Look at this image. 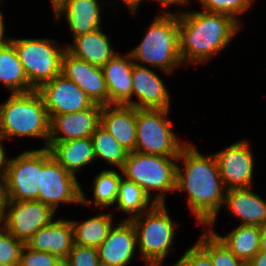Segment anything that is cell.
I'll list each match as a JSON object with an SVG mask.
<instances>
[{
    "instance_id": "obj_39",
    "label": "cell",
    "mask_w": 266,
    "mask_h": 266,
    "mask_svg": "<svg viewBox=\"0 0 266 266\" xmlns=\"http://www.w3.org/2000/svg\"><path fill=\"white\" fill-rule=\"evenodd\" d=\"M246 266H266V253L259 251L246 263Z\"/></svg>"
},
{
    "instance_id": "obj_24",
    "label": "cell",
    "mask_w": 266,
    "mask_h": 266,
    "mask_svg": "<svg viewBox=\"0 0 266 266\" xmlns=\"http://www.w3.org/2000/svg\"><path fill=\"white\" fill-rule=\"evenodd\" d=\"M66 50L71 55L100 68L116 54L101 27L93 32L75 37L72 44L66 46Z\"/></svg>"
},
{
    "instance_id": "obj_14",
    "label": "cell",
    "mask_w": 266,
    "mask_h": 266,
    "mask_svg": "<svg viewBox=\"0 0 266 266\" xmlns=\"http://www.w3.org/2000/svg\"><path fill=\"white\" fill-rule=\"evenodd\" d=\"M61 74L76 83L96 104L108 105L109 96L102 68L71 55L62 56Z\"/></svg>"
},
{
    "instance_id": "obj_8",
    "label": "cell",
    "mask_w": 266,
    "mask_h": 266,
    "mask_svg": "<svg viewBox=\"0 0 266 266\" xmlns=\"http://www.w3.org/2000/svg\"><path fill=\"white\" fill-rule=\"evenodd\" d=\"M169 110L136 108L135 151L159 156H179L187 142H180L172 131V121L166 117Z\"/></svg>"
},
{
    "instance_id": "obj_5",
    "label": "cell",
    "mask_w": 266,
    "mask_h": 266,
    "mask_svg": "<svg viewBox=\"0 0 266 266\" xmlns=\"http://www.w3.org/2000/svg\"><path fill=\"white\" fill-rule=\"evenodd\" d=\"M178 156H159L138 151L128 153L121 170L122 176L134 181L152 197L151 191H159L155 203H166L165 194L176 189ZM175 161V162H174Z\"/></svg>"
},
{
    "instance_id": "obj_42",
    "label": "cell",
    "mask_w": 266,
    "mask_h": 266,
    "mask_svg": "<svg viewBox=\"0 0 266 266\" xmlns=\"http://www.w3.org/2000/svg\"><path fill=\"white\" fill-rule=\"evenodd\" d=\"M260 251L266 253V223L261 227Z\"/></svg>"
},
{
    "instance_id": "obj_28",
    "label": "cell",
    "mask_w": 266,
    "mask_h": 266,
    "mask_svg": "<svg viewBox=\"0 0 266 266\" xmlns=\"http://www.w3.org/2000/svg\"><path fill=\"white\" fill-rule=\"evenodd\" d=\"M116 203L117 209L129 214L126 220L142 215L156 204L143 188L123 176H121Z\"/></svg>"
},
{
    "instance_id": "obj_12",
    "label": "cell",
    "mask_w": 266,
    "mask_h": 266,
    "mask_svg": "<svg viewBox=\"0 0 266 266\" xmlns=\"http://www.w3.org/2000/svg\"><path fill=\"white\" fill-rule=\"evenodd\" d=\"M249 141L240 140L216 152L220 175L226 190L250 188L254 158Z\"/></svg>"
},
{
    "instance_id": "obj_17",
    "label": "cell",
    "mask_w": 266,
    "mask_h": 266,
    "mask_svg": "<svg viewBox=\"0 0 266 266\" xmlns=\"http://www.w3.org/2000/svg\"><path fill=\"white\" fill-rule=\"evenodd\" d=\"M153 70L134 63L132 71V106L137 109H170V92Z\"/></svg>"
},
{
    "instance_id": "obj_34",
    "label": "cell",
    "mask_w": 266,
    "mask_h": 266,
    "mask_svg": "<svg viewBox=\"0 0 266 266\" xmlns=\"http://www.w3.org/2000/svg\"><path fill=\"white\" fill-rule=\"evenodd\" d=\"M18 266H64V261L49 252L36 251L24 245Z\"/></svg>"
},
{
    "instance_id": "obj_31",
    "label": "cell",
    "mask_w": 266,
    "mask_h": 266,
    "mask_svg": "<svg viewBox=\"0 0 266 266\" xmlns=\"http://www.w3.org/2000/svg\"><path fill=\"white\" fill-rule=\"evenodd\" d=\"M196 244L210 257L214 266H246L210 230H206Z\"/></svg>"
},
{
    "instance_id": "obj_23",
    "label": "cell",
    "mask_w": 266,
    "mask_h": 266,
    "mask_svg": "<svg viewBox=\"0 0 266 266\" xmlns=\"http://www.w3.org/2000/svg\"><path fill=\"white\" fill-rule=\"evenodd\" d=\"M47 148L52 158L75 176L78 171L95 160L92 137L48 143Z\"/></svg>"
},
{
    "instance_id": "obj_26",
    "label": "cell",
    "mask_w": 266,
    "mask_h": 266,
    "mask_svg": "<svg viewBox=\"0 0 266 266\" xmlns=\"http://www.w3.org/2000/svg\"><path fill=\"white\" fill-rule=\"evenodd\" d=\"M216 237L240 260L247 263L260 251L261 227L239 225L225 236L219 235L208 226ZM211 227V228H210Z\"/></svg>"
},
{
    "instance_id": "obj_16",
    "label": "cell",
    "mask_w": 266,
    "mask_h": 266,
    "mask_svg": "<svg viewBox=\"0 0 266 266\" xmlns=\"http://www.w3.org/2000/svg\"><path fill=\"white\" fill-rule=\"evenodd\" d=\"M137 247V234L131 220L113 226L97 248L101 266H128Z\"/></svg>"
},
{
    "instance_id": "obj_36",
    "label": "cell",
    "mask_w": 266,
    "mask_h": 266,
    "mask_svg": "<svg viewBox=\"0 0 266 266\" xmlns=\"http://www.w3.org/2000/svg\"><path fill=\"white\" fill-rule=\"evenodd\" d=\"M172 266H214L210 257L195 243Z\"/></svg>"
},
{
    "instance_id": "obj_35",
    "label": "cell",
    "mask_w": 266,
    "mask_h": 266,
    "mask_svg": "<svg viewBox=\"0 0 266 266\" xmlns=\"http://www.w3.org/2000/svg\"><path fill=\"white\" fill-rule=\"evenodd\" d=\"M64 266H101L97 248L73 244Z\"/></svg>"
},
{
    "instance_id": "obj_41",
    "label": "cell",
    "mask_w": 266,
    "mask_h": 266,
    "mask_svg": "<svg viewBox=\"0 0 266 266\" xmlns=\"http://www.w3.org/2000/svg\"><path fill=\"white\" fill-rule=\"evenodd\" d=\"M156 2H159L162 6H168V5H175L178 4L179 5H184V4H188V2L190 0H154Z\"/></svg>"
},
{
    "instance_id": "obj_43",
    "label": "cell",
    "mask_w": 266,
    "mask_h": 266,
    "mask_svg": "<svg viewBox=\"0 0 266 266\" xmlns=\"http://www.w3.org/2000/svg\"><path fill=\"white\" fill-rule=\"evenodd\" d=\"M5 25H4V20H3V16L1 14V11H0V45L6 43L9 38L5 37Z\"/></svg>"
},
{
    "instance_id": "obj_1",
    "label": "cell",
    "mask_w": 266,
    "mask_h": 266,
    "mask_svg": "<svg viewBox=\"0 0 266 266\" xmlns=\"http://www.w3.org/2000/svg\"><path fill=\"white\" fill-rule=\"evenodd\" d=\"M178 160H182L184 168L177 164L175 191L187 192V206L199 223L214 226L227 191L215 154L202 155L195 146L187 143Z\"/></svg>"
},
{
    "instance_id": "obj_15",
    "label": "cell",
    "mask_w": 266,
    "mask_h": 266,
    "mask_svg": "<svg viewBox=\"0 0 266 266\" xmlns=\"http://www.w3.org/2000/svg\"><path fill=\"white\" fill-rule=\"evenodd\" d=\"M101 110L102 105L94 103L86 110L53 116L48 143L91 137L100 125Z\"/></svg>"
},
{
    "instance_id": "obj_13",
    "label": "cell",
    "mask_w": 266,
    "mask_h": 266,
    "mask_svg": "<svg viewBox=\"0 0 266 266\" xmlns=\"http://www.w3.org/2000/svg\"><path fill=\"white\" fill-rule=\"evenodd\" d=\"M38 91L50 119L55 115L86 110L94 104L76 83L63 74L44 83Z\"/></svg>"
},
{
    "instance_id": "obj_30",
    "label": "cell",
    "mask_w": 266,
    "mask_h": 266,
    "mask_svg": "<svg viewBox=\"0 0 266 266\" xmlns=\"http://www.w3.org/2000/svg\"><path fill=\"white\" fill-rule=\"evenodd\" d=\"M122 174L114 170H102L92 184L95 207L105 208L116 204Z\"/></svg>"
},
{
    "instance_id": "obj_4",
    "label": "cell",
    "mask_w": 266,
    "mask_h": 266,
    "mask_svg": "<svg viewBox=\"0 0 266 266\" xmlns=\"http://www.w3.org/2000/svg\"><path fill=\"white\" fill-rule=\"evenodd\" d=\"M178 29V13L167 11L157 15L142 41L129 51L133 62L157 67L163 73L171 74L174 68L182 64L178 51Z\"/></svg>"
},
{
    "instance_id": "obj_21",
    "label": "cell",
    "mask_w": 266,
    "mask_h": 266,
    "mask_svg": "<svg viewBox=\"0 0 266 266\" xmlns=\"http://www.w3.org/2000/svg\"><path fill=\"white\" fill-rule=\"evenodd\" d=\"M99 0H66L55 12L57 21L65 15L73 38L101 27Z\"/></svg>"
},
{
    "instance_id": "obj_19",
    "label": "cell",
    "mask_w": 266,
    "mask_h": 266,
    "mask_svg": "<svg viewBox=\"0 0 266 266\" xmlns=\"http://www.w3.org/2000/svg\"><path fill=\"white\" fill-rule=\"evenodd\" d=\"M73 244L71 221L53 219L48 225L34 233L25 245L36 251L49 252L65 261Z\"/></svg>"
},
{
    "instance_id": "obj_9",
    "label": "cell",
    "mask_w": 266,
    "mask_h": 266,
    "mask_svg": "<svg viewBox=\"0 0 266 266\" xmlns=\"http://www.w3.org/2000/svg\"><path fill=\"white\" fill-rule=\"evenodd\" d=\"M48 148L29 150L9 160L6 175L7 200H37L40 168L51 158Z\"/></svg>"
},
{
    "instance_id": "obj_11",
    "label": "cell",
    "mask_w": 266,
    "mask_h": 266,
    "mask_svg": "<svg viewBox=\"0 0 266 266\" xmlns=\"http://www.w3.org/2000/svg\"><path fill=\"white\" fill-rule=\"evenodd\" d=\"M55 211L39 200H7L0 224L24 244L40 228L55 219Z\"/></svg>"
},
{
    "instance_id": "obj_10",
    "label": "cell",
    "mask_w": 266,
    "mask_h": 266,
    "mask_svg": "<svg viewBox=\"0 0 266 266\" xmlns=\"http://www.w3.org/2000/svg\"><path fill=\"white\" fill-rule=\"evenodd\" d=\"M37 200L57 212L60 203L89 205L75 175L66 171L52 157L40 168Z\"/></svg>"
},
{
    "instance_id": "obj_27",
    "label": "cell",
    "mask_w": 266,
    "mask_h": 266,
    "mask_svg": "<svg viewBox=\"0 0 266 266\" xmlns=\"http://www.w3.org/2000/svg\"><path fill=\"white\" fill-rule=\"evenodd\" d=\"M113 224L112 213H100V215L83 220L82 223L71 221L73 242L81 246L98 248L107 238Z\"/></svg>"
},
{
    "instance_id": "obj_2",
    "label": "cell",
    "mask_w": 266,
    "mask_h": 266,
    "mask_svg": "<svg viewBox=\"0 0 266 266\" xmlns=\"http://www.w3.org/2000/svg\"><path fill=\"white\" fill-rule=\"evenodd\" d=\"M178 51L189 65L205 63L226 48L241 25L225 14L206 11L178 12Z\"/></svg>"
},
{
    "instance_id": "obj_6",
    "label": "cell",
    "mask_w": 266,
    "mask_h": 266,
    "mask_svg": "<svg viewBox=\"0 0 266 266\" xmlns=\"http://www.w3.org/2000/svg\"><path fill=\"white\" fill-rule=\"evenodd\" d=\"M140 256L148 266H162L173 245L178 224L172 220L166 203H156L151 209L131 219Z\"/></svg>"
},
{
    "instance_id": "obj_22",
    "label": "cell",
    "mask_w": 266,
    "mask_h": 266,
    "mask_svg": "<svg viewBox=\"0 0 266 266\" xmlns=\"http://www.w3.org/2000/svg\"><path fill=\"white\" fill-rule=\"evenodd\" d=\"M224 204L229 212L240 219L241 225L262 227L266 223V201L251 188L227 190Z\"/></svg>"
},
{
    "instance_id": "obj_44",
    "label": "cell",
    "mask_w": 266,
    "mask_h": 266,
    "mask_svg": "<svg viewBox=\"0 0 266 266\" xmlns=\"http://www.w3.org/2000/svg\"><path fill=\"white\" fill-rule=\"evenodd\" d=\"M66 0H51L53 13L65 2Z\"/></svg>"
},
{
    "instance_id": "obj_18",
    "label": "cell",
    "mask_w": 266,
    "mask_h": 266,
    "mask_svg": "<svg viewBox=\"0 0 266 266\" xmlns=\"http://www.w3.org/2000/svg\"><path fill=\"white\" fill-rule=\"evenodd\" d=\"M103 126L129 153L136 147V108L131 105H103L100 113Z\"/></svg>"
},
{
    "instance_id": "obj_38",
    "label": "cell",
    "mask_w": 266,
    "mask_h": 266,
    "mask_svg": "<svg viewBox=\"0 0 266 266\" xmlns=\"http://www.w3.org/2000/svg\"><path fill=\"white\" fill-rule=\"evenodd\" d=\"M2 140H5L2 136H0V176H6L7 175V169L9 160L6 158V152L3 148V144L1 143Z\"/></svg>"
},
{
    "instance_id": "obj_40",
    "label": "cell",
    "mask_w": 266,
    "mask_h": 266,
    "mask_svg": "<svg viewBox=\"0 0 266 266\" xmlns=\"http://www.w3.org/2000/svg\"><path fill=\"white\" fill-rule=\"evenodd\" d=\"M142 0H122L123 3L130 9L133 15H135L138 6L141 5Z\"/></svg>"
},
{
    "instance_id": "obj_37",
    "label": "cell",
    "mask_w": 266,
    "mask_h": 266,
    "mask_svg": "<svg viewBox=\"0 0 266 266\" xmlns=\"http://www.w3.org/2000/svg\"><path fill=\"white\" fill-rule=\"evenodd\" d=\"M7 203L6 176H0V218L3 216Z\"/></svg>"
},
{
    "instance_id": "obj_25",
    "label": "cell",
    "mask_w": 266,
    "mask_h": 266,
    "mask_svg": "<svg viewBox=\"0 0 266 266\" xmlns=\"http://www.w3.org/2000/svg\"><path fill=\"white\" fill-rule=\"evenodd\" d=\"M0 82L11 94L35 90L30 85L15 46L10 40L0 45Z\"/></svg>"
},
{
    "instance_id": "obj_29",
    "label": "cell",
    "mask_w": 266,
    "mask_h": 266,
    "mask_svg": "<svg viewBox=\"0 0 266 266\" xmlns=\"http://www.w3.org/2000/svg\"><path fill=\"white\" fill-rule=\"evenodd\" d=\"M91 137L95 160L99 157L105 160V163L121 169L129 152L101 125L96 128Z\"/></svg>"
},
{
    "instance_id": "obj_7",
    "label": "cell",
    "mask_w": 266,
    "mask_h": 266,
    "mask_svg": "<svg viewBox=\"0 0 266 266\" xmlns=\"http://www.w3.org/2000/svg\"><path fill=\"white\" fill-rule=\"evenodd\" d=\"M9 40L14 44L28 81L35 90L61 74L65 47H60L52 39L9 38Z\"/></svg>"
},
{
    "instance_id": "obj_32",
    "label": "cell",
    "mask_w": 266,
    "mask_h": 266,
    "mask_svg": "<svg viewBox=\"0 0 266 266\" xmlns=\"http://www.w3.org/2000/svg\"><path fill=\"white\" fill-rule=\"evenodd\" d=\"M203 10L210 13L225 14L237 21L241 26L238 18L246 10L250 9L254 0H197Z\"/></svg>"
},
{
    "instance_id": "obj_20",
    "label": "cell",
    "mask_w": 266,
    "mask_h": 266,
    "mask_svg": "<svg viewBox=\"0 0 266 266\" xmlns=\"http://www.w3.org/2000/svg\"><path fill=\"white\" fill-rule=\"evenodd\" d=\"M134 62L130 53L115 54L103 67L109 104L132 106V71Z\"/></svg>"
},
{
    "instance_id": "obj_33",
    "label": "cell",
    "mask_w": 266,
    "mask_h": 266,
    "mask_svg": "<svg viewBox=\"0 0 266 266\" xmlns=\"http://www.w3.org/2000/svg\"><path fill=\"white\" fill-rule=\"evenodd\" d=\"M25 244L15 239L0 224V264L4 266H18L20 252Z\"/></svg>"
},
{
    "instance_id": "obj_3",
    "label": "cell",
    "mask_w": 266,
    "mask_h": 266,
    "mask_svg": "<svg viewBox=\"0 0 266 266\" xmlns=\"http://www.w3.org/2000/svg\"><path fill=\"white\" fill-rule=\"evenodd\" d=\"M50 135V118L44 99L38 90L13 93L6 103L0 104V136L37 137L47 148Z\"/></svg>"
}]
</instances>
